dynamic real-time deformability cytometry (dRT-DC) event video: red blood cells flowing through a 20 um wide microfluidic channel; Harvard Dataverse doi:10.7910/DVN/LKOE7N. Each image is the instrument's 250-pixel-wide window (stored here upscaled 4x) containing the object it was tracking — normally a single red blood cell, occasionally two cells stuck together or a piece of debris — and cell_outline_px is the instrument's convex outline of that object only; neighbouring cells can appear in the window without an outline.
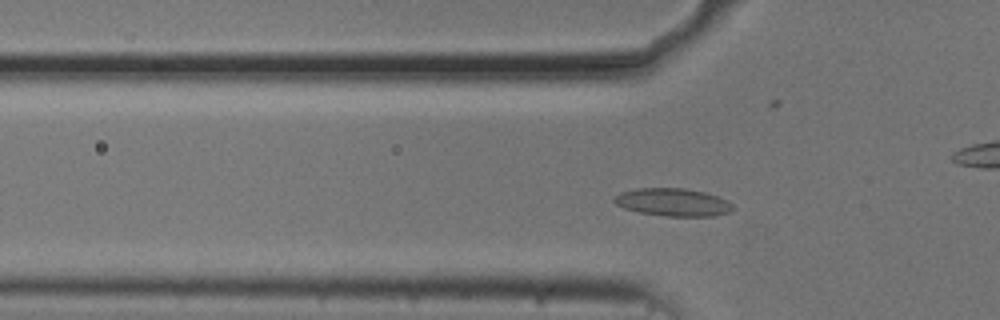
{"species": "common noctule bat (a hibernating species)", "species_latin": "Nyctalus noctula", "temperature_condition": "cold", "stored_images_in_passage": 43, "camera_frame_rate_fps": 3000, "um_per_image_px": 0.085, "animal": {"sex": "male", "body_mass_g": 20.5, "forearm_length_mm": 52.5}, "frame": {"image": 1, "passage_image": 6, "time_ms": 1.667, "image_size_px": [1000, 320], "cell_outline_px": [[736, 208], [728, 212], [712, 216], [668, 216], [640, 212], [624, 208], [616, 204], [612, 200], [620, 192], [636, 188], [684, 188], [704, 192], [716, 196], [732, 204]], "centroid_in_image_um": [57.18, 17.18], "position_along_channel_um": 68.6, "area_um2": 19.02}}
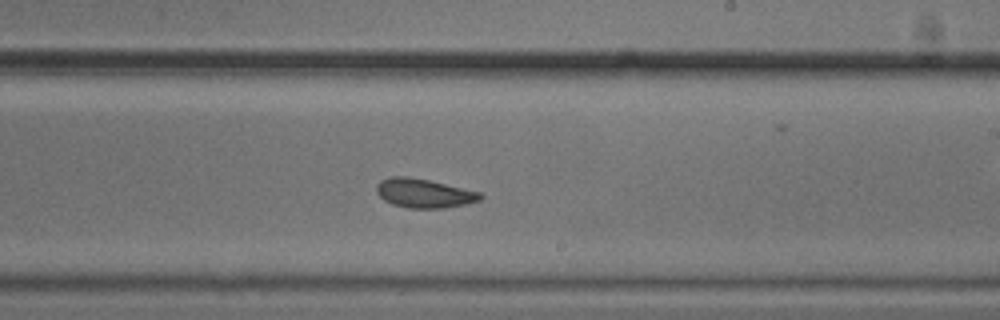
{"frame": {"image": 2, "passage_image": 21, "time_ms": 6.667, "image_size_px": [1000, 320], "cell_outline_px": [[484, 196], [480, 200], [464, 204], [444, 208], [408, 208], [392, 204], [384, 200], [376, 192], [376, 184], [380, 180], [388, 176], [408, 176], [428, 180], [480, 192]], "centroid_in_image_um": [35.99, 16.42], "position_along_channel_um": 253.0, "area_um2": 17.57}}
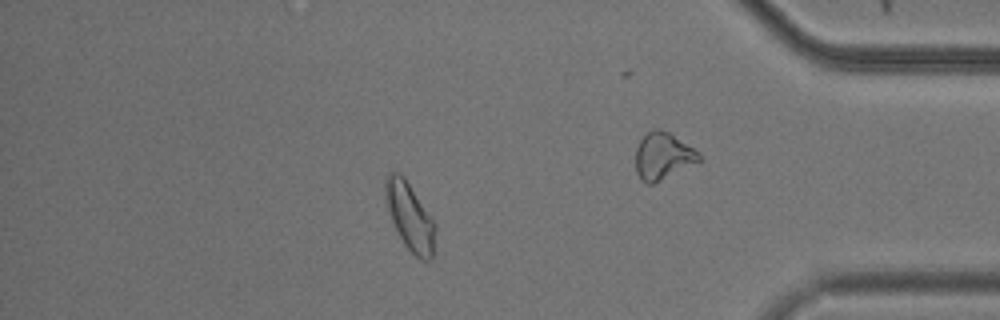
{"frame": {"image": 3, "passage_image": 36, "time_ms": 11.667, "image_size_px": [1000, 320], "cell_outline_px": [[436, 228], [432, 260], [424, 260], [416, 256], [404, 244], [392, 220], [384, 196], [384, 180], [388, 172], [396, 172], [404, 176], [436, 224]], "centroid_in_image_um": [34.83, 18.38], "position_along_channel_um": 400.4, "area_um2": 19.48}}